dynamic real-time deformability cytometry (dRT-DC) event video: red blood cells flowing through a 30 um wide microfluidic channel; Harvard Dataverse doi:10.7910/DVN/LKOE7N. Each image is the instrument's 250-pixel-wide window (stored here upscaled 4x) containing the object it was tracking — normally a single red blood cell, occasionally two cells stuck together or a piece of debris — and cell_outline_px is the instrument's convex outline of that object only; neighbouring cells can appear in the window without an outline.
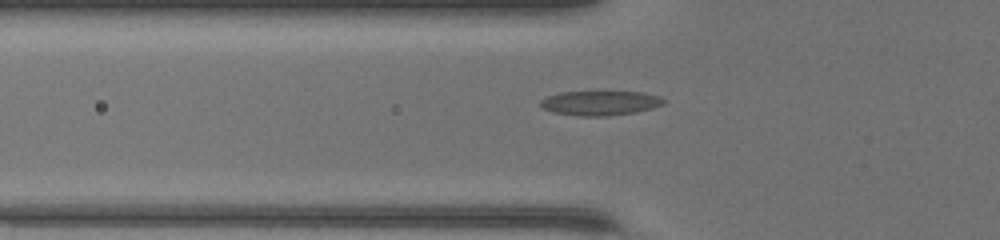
{"species": "common noctule bat (a hibernating species)", "species_latin": "Nyctalus noctula", "temperature_condition": "warm", "stored_images_in_passage": 30, "camera_frame_rate_fps": 3000, "um_per_image_px": 0.085, "animal": {"sex": "female", "body_mass_g": 17.0, "forearm_length_mm": 48.0}, "frame": {"image": 1, "passage_image": 3, "time_ms": 0.667, "image_size_px": [1000, 240], "cell_outline_px": [[668, 100], [664, 104], [652, 108], [636, 112], [608, 116], [580, 116], [552, 112], [544, 108], [540, 104], [540, 100], [548, 96], [560, 92], [640, 92], [660, 96]], "centroid_in_image_um": [51.05, 8.76], "position_along_channel_um": 74.8, "area_um2": 17.63}}
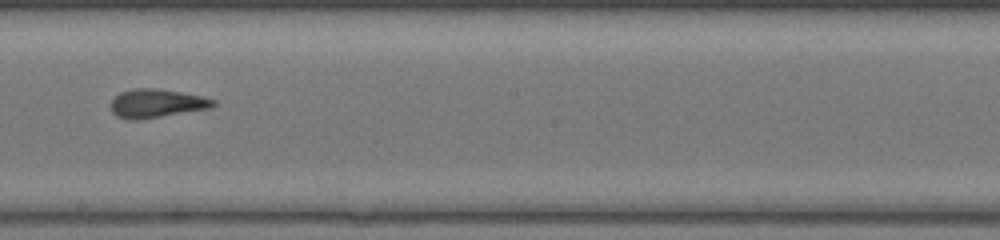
{"frame": {"image": 2, "passage_image": 14, "time_ms": 4.333, "image_size_px": [1000, 240], "cell_outline_px": [[216, 104], [212, 108], [136, 120], [132, 120], [116, 116], [112, 112], [112, 100], [120, 92], [136, 88], [160, 88], [200, 96], [216, 100]], "centroid_in_image_um": [13.32, 8.78], "position_along_channel_um": 234.9, "area_um2": 16.94}}
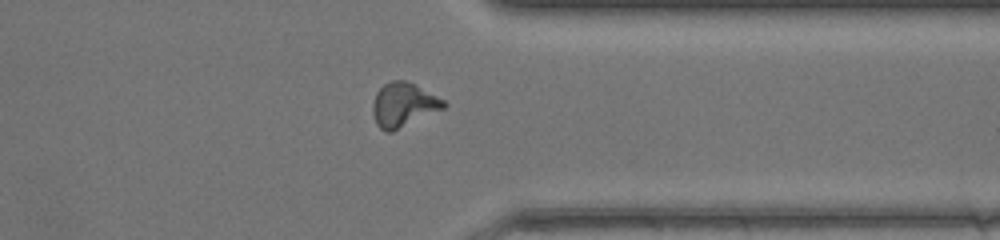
{"frame": {"image": 3, "passage_image": 24, "time_ms": 7.667, "image_size_px": [1000, 240], "cell_outline_px": [[448, 104], [444, 108], [392, 132], [384, 132], [376, 124], [372, 112], [372, 104], [376, 92], [384, 84], [392, 80], [404, 80], [416, 84], [444, 100]], "centroid_in_image_um": [34.27, 8.91], "position_along_channel_um": 377.1, "area_um2": 18.32}}